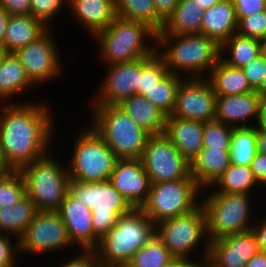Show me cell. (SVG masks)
Listing matches in <instances>:
<instances>
[{
	"label": "cell",
	"mask_w": 266,
	"mask_h": 267,
	"mask_svg": "<svg viewBox=\"0 0 266 267\" xmlns=\"http://www.w3.org/2000/svg\"><path fill=\"white\" fill-rule=\"evenodd\" d=\"M251 230L256 236L259 251L266 253V218L261 222L255 218V223Z\"/></svg>",
	"instance_id": "cell-49"
},
{
	"label": "cell",
	"mask_w": 266,
	"mask_h": 267,
	"mask_svg": "<svg viewBox=\"0 0 266 267\" xmlns=\"http://www.w3.org/2000/svg\"><path fill=\"white\" fill-rule=\"evenodd\" d=\"M154 234L155 224L140 209H133L118 218L93 251L104 267H118L130 262Z\"/></svg>",
	"instance_id": "cell-4"
},
{
	"label": "cell",
	"mask_w": 266,
	"mask_h": 267,
	"mask_svg": "<svg viewBox=\"0 0 266 267\" xmlns=\"http://www.w3.org/2000/svg\"><path fill=\"white\" fill-rule=\"evenodd\" d=\"M116 16L126 20L146 23L156 33L164 21L156 14L154 0H115Z\"/></svg>",
	"instance_id": "cell-33"
},
{
	"label": "cell",
	"mask_w": 266,
	"mask_h": 267,
	"mask_svg": "<svg viewBox=\"0 0 266 267\" xmlns=\"http://www.w3.org/2000/svg\"><path fill=\"white\" fill-rule=\"evenodd\" d=\"M0 7L4 8L10 15H30V0H0Z\"/></svg>",
	"instance_id": "cell-46"
},
{
	"label": "cell",
	"mask_w": 266,
	"mask_h": 267,
	"mask_svg": "<svg viewBox=\"0 0 266 267\" xmlns=\"http://www.w3.org/2000/svg\"><path fill=\"white\" fill-rule=\"evenodd\" d=\"M11 237L0 234V267H16L18 264L19 243L12 240Z\"/></svg>",
	"instance_id": "cell-43"
},
{
	"label": "cell",
	"mask_w": 266,
	"mask_h": 267,
	"mask_svg": "<svg viewBox=\"0 0 266 267\" xmlns=\"http://www.w3.org/2000/svg\"><path fill=\"white\" fill-rule=\"evenodd\" d=\"M216 94L208 79L184 78L180 83L171 115L182 119L208 122L215 120Z\"/></svg>",
	"instance_id": "cell-15"
},
{
	"label": "cell",
	"mask_w": 266,
	"mask_h": 267,
	"mask_svg": "<svg viewBox=\"0 0 266 267\" xmlns=\"http://www.w3.org/2000/svg\"><path fill=\"white\" fill-rule=\"evenodd\" d=\"M258 185L260 188L251 166L230 164L210 189H216L211 191L212 193L252 194Z\"/></svg>",
	"instance_id": "cell-32"
},
{
	"label": "cell",
	"mask_w": 266,
	"mask_h": 267,
	"mask_svg": "<svg viewBox=\"0 0 266 267\" xmlns=\"http://www.w3.org/2000/svg\"><path fill=\"white\" fill-rule=\"evenodd\" d=\"M118 267H137V266H134L131 262H128V263L120 265Z\"/></svg>",
	"instance_id": "cell-59"
},
{
	"label": "cell",
	"mask_w": 266,
	"mask_h": 267,
	"mask_svg": "<svg viewBox=\"0 0 266 267\" xmlns=\"http://www.w3.org/2000/svg\"><path fill=\"white\" fill-rule=\"evenodd\" d=\"M33 87L19 59L14 53H6L0 65V103L11 102L16 95Z\"/></svg>",
	"instance_id": "cell-27"
},
{
	"label": "cell",
	"mask_w": 266,
	"mask_h": 267,
	"mask_svg": "<svg viewBox=\"0 0 266 267\" xmlns=\"http://www.w3.org/2000/svg\"><path fill=\"white\" fill-rule=\"evenodd\" d=\"M19 254H40L68 249L73 243L57 211H38L18 240ZM65 248V249H64Z\"/></svg>",
	"instance_id": "cell-13"
},
{
	"label": "cell",
	"mask_w": 266,
	"mask_h": 267,
	"mask_svg": "<svg viewBox=\"0 0 266 267\" xmlns=\"http://www.w3.org/2000/svg\"><path fill=\"white\" fill-rule=\"evenodd\" d=\"M79 255L57 267H104L93 250H80Z\"/></svg>",
	"instance_id": "cell-44"
},
{
	"label": "cell",
	"mask_w": 266,
	"mask_h": 267,
	"mask_svg": "<svg viewBox=\"0 0 266 267\" xmlns=\"http://www.w3.org/2000/svg\"><path fill=\"white\" fill-rule=\"evenodd\" d=\"M225 54L228 57H224ZM261 54V40L243 36L237 32L220 46V60L235 68H242Z\"/></svg>",
	"instance_id": "cell-31"
},
{
	"label": "cell",
	"mask_w": 266,
	"mask_h": 267,
	"mask_svg": "<svg viewBox=\"0 0 266 267\" xmlns=\"http://www.w3.org/2000/svg\"><path fill=\"white\" fill-rule=\"evenodd\" d=\"M140 159L150 183L194 179L189 161L164 133L149 136Z\"/></svg>",
	"instance_id": "cell-12"
},
{
	"label": "cell",
	"mask_w": 266,
	"mask_h": 267,
	"mask_svg": "<svg viewBox=\"0 0 266 267\" xmlns=\"http://www.w3.org/2000/svg\"><path fill=\"white\" fill-rule=\"evenodd\" d=\"M10 18V14L0 7V49L4 50L5 31Z\"/></svg>",
	"instance_id": "cell-51"
},
{
	"label": "cell",
	"mask_w": 266,
	"mask_h": 267,
	"mask_svg": "<svg viewBox=\"0 0 266 267\" xmlns=\"http://www.w3.org/2000/svg\"><path fill=\"white\" fill-rule=\"evenodd\" d=\"M156 41V51L168 71L183 78H204L220 60V45L203 34L174 35L160 31Z\"/></svg>",
	"instance_id": "cell-2"
},
{
	"label": "cell",
	"mask_w": 266,
	"mask_h": 267,
	"mask_svg": "<svg viewBox=\"0 0 266 267\" xmlns=\"http://www.w3.org/2000/svg\"><path fill=\"white\" fill-rule=\"evenodd\" d=\"M49 28L32 15H10L4 38V51L15 53L18 49L37 40Z\"/></svg>",
	"instance_id": "cell-25"
},
{
	"label": "cell",
	"mask_w": 266,
	"mask_h": 267,
	"mask_svg": "<svg viewBox=\"0 0 266 267\" xmlns=\"http://www.w3.org/2000/svg\"><path fill=\"white\" fill-rule=\"evenodd\" d=\"M250 87L255 91L266 76V58L263 54L241 68Z\"/></svg>",
	"instance_id": "cell-42"
},
{
	"label": "cell",
	"mask_w": 266,
	"mask_h": 267,
	"mask_svg": "<svg viewBox=\"0 0 266 267\" xmlns=\"http://www.w3.org/2000/svg\"><path fill=\"white\" fill-rule=\"evenodd\" d=\"M202 199L209 241L250 231L255 223L251 218V194L211 192Z\"/></svg>",
	"instance_id": "cell-7"
},
{
	"label": "cell",
	"mask_w": 266,
	"mask_h": 267,
	"mask_svg": "<svg viewBox=\"0 0 266 267\" xmlns=\"http://www.w3.org/2000/svg\"><path fill=\"white\" fill-rule=\"evenodd\" d=\"M230 164V150L202 148L190 162V174L204 193Z\"/></svg>",
	"instance_id": "cell-24"
},
{
	"label": "cell",
	"mask_w": 266,
	"mask_h": 267,
	"mask_svg": "<svg viewBox=\"0 0 266 267\" xmlns=\"http://www.w3.org/2000/svg\"><path fill=\"white\" fill-rule=\"evenodd\" d=\"M257 152L266 155V132L256 127Z\"/></svg>",
	"instance_id": "cell-54"
},
{
	"label": "cell",
	"mask_w": 266,
	"mask_h": 267,
	"mask_svg": "<svg viewBox=\"0 0 266 267\" xmlns=\"http://www.w3.org/2000/svg\"><path fill=\"white\" fill-rule=\"evenodd\" d=\"M169 73L164 59L157 51L147 57L142 58V71L139 81V95L143 96L152 89Z\"/></svg>",
	"instance_id": "cell-37"
},
{
	"label": "cell",
	"mask_w": 266,
	"mask_h": 267,
	"mask_svg": "<svg viewBox=\"0 0 266 267\" xmlns=\"http://www.w3.org/2000/svg\"><path fill=\"white\" fill-rule=\"evenodd\" d=\"M201 193L194 179L151 183L147 200L140 210L156 225L194 210L200 204Z\"/></svg>",
	"instance_id": "cell-11"
},
{
	"label": "cell",
	"mask_w": 266,
	"mask_h": 267,
	"mask_svg": "<svg viewBox=\"0 0 266 267\" xmlns=\"http://www.w3.org/2000/svg\"><path fill=\"white\" fill-rule=\"evenodd\" d=\"M72 17L92 38L117 17L115 0H68Z\"/></svg>",
	"instance_id": "cell-21"
},
{
	"label": "cell",
	"mask_w": 266,
	"mask_h": 267,
	"mask_svg": "<svg viewBox=\"0 0 266 267\" xmlns=\"http://www.w3.org/2000/svg\"><path fill=\"white\" fill-rule=\"evenodd\" d=\"M109 181L134 209L146 202L151 183L140 158L118 159Z\"/></svg>",
	"instance_id": "cell-18"
},
{
	"label": "cell",
	"mask_w": 266,
	"mask_h": 267,
	"mask_svg": "<svg viewBox=\"0 0 266 267\" xmlns=\"http://www.w3.org/2000/svg\"><path fill=\"white\" fill-rule=\"evenodd\" d=\"M233 127L216 120L204 123L203 148L230 150Z\"/></svg>",
	"instance_id": "cell-39"
},
{
	"label": "cell",
	"mask_w": 266,
	"mask_h": 267,
	"mask_svg": "<svg viewBox=\"0 0 266 267\" xmlns=\"http://www.w3.org/2000/svg\"><path fill=\"white\" fill-rule=\"evenodd\" d=\"M89 125L119 159L140 158L150 134L118 105H90Z\"/></svg>",
	"instance_id": "cell-5"
},
{
	"label": "cell",
	"mask_w": 266,
	"mask_h": 267,
	"mask_svg": "<svg viewBox=\"0 0 266 267\" xmlns=\"http://www.w3.org/2000/svg\"><path fill=\"white\" fill-rule=\"evenodd\" d=\"M238 19L233 0H221L203 13L201 34L222 45L237 31Z\"/></svg>",
	"instance_id": "cell-23"
},
{
	"label": "cell",
	"mask_w": 266,
	"mask_h": 267,
	"mask_svg": "<svg viewBox=\"0 0 266 267\" xmlns=\"http://www.w3.org/2000/svg\"><path fill=\"white\" fill-rule=\"evenodd\" d=\"M155 233L163 241L173 257L191 260L192 252L203 245L202 265H205L209 253V240L206 233L205 212L199 204L191 212L177 217L167 218L155 225ZM204 248V249H203ZM191 254V257H190Z\"/></svg>",
	"instance_id": "cell-10"
},
{
	"label": "cell",
	"mask_w": 266,
	"mask_h": 267,
	"mask_svg": "<svg viewBox=\"0 0 266 267\" xmlns=\"http://www.w3.org/2000/svg\"><path fill=\"white\" fill-rule=\"evenodd\" d=\"M180 0H154L156 14L165 22Z\"/></svg>",
	"instance_id": "cell-48"
},
{
	"label": "cell",
	"mask_w": 266,
	"mask_h": 267,
	"mask_svg": "<svg viewBox=\"0 0 266 267\" xmlns=\"http://www.w3.org/2000/svg\"><path fill=\"white\" fill-rule=\"evenodd\" d=\"M255 92L260 96V98L266 97V76L260 83L259 87L255 90Z\"/></svg>",
	"instance_id": "cell-57"
},
{
	"label": "cell",
	"mask_w": 266,
	"mask_h": 267,
	"mask_svg": "<svg viewBox=\"0 0 266 267\" xmlns=\"http://www.w3.org/2000/svg\"><path fill=\"white\" fill-rule=\"evenodd\" d=\"M206 76L216 96L253 92L241 68H235L219 60Z\"/></svg>",
	"instance_id": "cell-30"
},
{
	"label": "cell",
	"mask_w": 266,
	"mask_h": 267,
	"mask_svg": "<svg viewBox=\"0 0 266 267\" xmlns=\"http://www.w3.org/2000/svg\"><path fill=\"white\" fill-rule=\"evenodd\" d=\"M118 106L150 135L164 133L167 116L144 96H131Z\"/></svg>",
	"instance_id": "cell-26"
},
{
	"label": "cell",
	"mask_w": 266,
	"mask_h": 267,
	"mask_svg": "<svg viewBox=\"0 0 266 267\" xmlns=\"http://www.w3.org/2000/svg\"><path fill=\"white\" fill-rule=\"evenodd\" d=\"M245 267H266V253L258 251L246 264Z\"/></svg>",
	"instance_id": "cell-53"
},
{
	"label": "cell",
	"mask_w": 266,
	"mask_h": 267,
	"mask_svg": "<svg viewBox=\"0 0 266 267\" xmlns=\"http://www.w3.org/2000/svg\"><path fill=\"white\" fill-rule=\"evenodd\" d=\"M69 192L92 211L95 247L117 223L119 217L134 209L109 180L103 182L70 180Z\"/></svg>",
	"instance_id": "cell-8"
},
{
	"label": "cell",
	"mask_w": 266,
	"mask_h": 267,
	"mask_svg": "<svg viewBox=\"0 0 266 267\" xmlns=\"http://www.w3.org/2000/svg\"><path fill=\"white\" fill-rule=\"evenodd\" d=\"M79 131L67 165L70 180L107 181L119 159L106 142L88 124Z\"/></svg>",
	"instance_id": "cell-9"
},
{
	"label": "cell",
	"mask_w": 266,
	"mask_h": 267,
	"mask_svg": "<svg viewBox=\"0 0 266 267\" xmlns=\"http://www.w3.org/2000/svg\"><path fill=\"white\" fill-rule=\"evenodd\" d=\"M256 127L266 132V97L260 98L259 116Z\"/></svg>",
	"instance_id": "cell-52"
},
{
	"label": "cell",
	"mask_w": 266,
	"mask_h": 267,
	"mask_svg": "<svg viewBox=\"0 0 266 267\" xmlns=\"http://www.w3.org/2000/svg\"><path fill=\"white\" fill-rule=\"evenodd\" d=\"M49 153L19 170L25 181L26 195L38 211H57L69 192L67 166Z\"/></svg>",
	"instance_id": "cell-6"
},
{
	"label": "cell",
	"mask_w": 266,
	"mask_h": 267,
	"mask_svg": "<svg viewBox=\"0 0 266 267\" xmlns=\"http://www.w3.org/2000/svg\"><path fill=\"white\" fill-rule=\"evenodd\" d=\"M204 11L196 0H180L172 14L164 22L163 34H201Z\"/></svg>",
	"instance_id": "cell-28"
},
{
	"label": "cell",
	"mask_w": 266,
	"mask_h": 267,
	"mask_svg": "<svg viewBox=\"0 0 266 267\" xmlns=\"http://www.w3.org/2000/svg\"><path fill=\"white\" fill-rule=\"evenodd\" d=\"M237 19V33L263 41L266 36V10Z\"/></svg>",
	"instance_id": "cell-40"
},
{
	"label": "cell",
	"mask_w": 266,
	"mask_h": 267,
	"mask_svg": "<svg viewBox=\"0 0 266 267\" xmlns=\"http://www.w3.org/2000/svg\"><path fill=\"white\" fill-rule=\"evenodd\" d=\"M58 46L49 28L37 40L14 53L34 86H42V83L52 81L62 74L64 65L61 63Z\"/></svg>",
	"instance_id": "cell-14"
},
{
	"label": "cell",
	"mask_w": 266,
	"mask_h": 267,
	"mask_svg": "<svg viewBox=\"0 0 266 267\" xmlns=\"http://www.w3.org/2000/svg\"><path fill=\"white\" fill-rule=\"evenodd\" d=\"M25 196V181L19 170H12L0 176V208L14 205Z\"/></svg>",
	"instance_id": "cell-38"
},
{
	"label": "cell",
	"mask_w": 266,
	"mask_h": 267,
	"mask_svg": "<svg viewBox=\"0 0 266 267\" xmlns=\"http://www.w3.org/2000/svg\"><path fill=\"white\" fill-rule=\"evenodd\" d=\"M63 220L70 240L81 250L95 248L92 211L68 192L57 210Z\"/></svg>",
	"instance_id": "cell-19"
},
{
	"label": "cell",
	"mask_w": 266,
	"mask_h": 267,
	"mask_svg": "<svg viewBox=\"0 0 266 267\" xmlns=\"http://www.w3.org/2000/svg\"><path fill=\"white\" fill-rule=\"evenodd\" d=\"M204 122L167 117L164 134L189 161L203 148Z\"/></svg>",
	"instance_id": "cell-22"
},
{
	"label": "cell",
	"mask_w": 266,
	"mask_h": 267,
	"mask_svg": "<svg viewBox=\"0 0 266 267\" xmlns=\"http://www.w3.org/2000/svg\"><path fill=\"white\" fill-rule=\"evenodd\" d=\"M262 54L265 56L266 58V43H262Z\"/></svg>",
	"instance_id": "cell-60"
},
{
	"label": "cell",
	"mask_w": 266,
	"mask_h": 267,
	"mask_svg": "<svg viewBox=\"0 0 266 267\" xmlns=\"http://www.w3.org/2000/svg\"><path fill=\"white\" fill-rule=\"evenodd\" d=\"M10 171H12V169L8 166L0 147V176H3Z\"/></svg>",
	"instance_id": "cell-55"
},
{
	"label": "cell",
	"mask_w": 266,
	"mask_h": 267,
	"mask_svg": "<svg viewBox=\"0 0 266 267\" xmlns=\"http://www.w3.org/2000/svg\"><path fill=\"white\" fill-rule=\"evenodd\" d=\"M237 18L266 10V0H233Z\"/></svg>",
	"instance_id": "cell-45"
},
{
	"label": "cell",
	"mask_w": 266,
	"mask_h": 267,
	"mask_svg": "<svg viewBox=\"0 0 266 267\" xmlns=\"http://www.w3.org/2000/svg\"><path fill=\"white\" fill-rule=\"evenodd\" d=\"M257 153L256 126L233 128L230 143V163L251 166Z\"/></svg>",
	"instance_id": "cell-34"
},
{
	"label": "cell",
	"mask_w": 266,
	"mask_h": 267,
	"mask_svg": "<svg viewBox=\"0 0 266 267\" xmlns=\"http://www.w3.org/2000/svg\"><path fill=\"white\" fill-rule=\"evenodd\" d=\"M185 258L173 257L163 267H198L202 265L201 261H193Z\"/></svg>",
	"instance_id": "cell-50"
},
{
	"label": "cell",
	"mask_w": 266,
	"mask_h": 267,
	"mask_svg": "<svg viewBox=\"0 0 266 267\" xmlns=\"http://www.w3.org/2000/svg\"><path fill=\"white\" fill-rule=\"evenodd\" d=\"M5 54H6V52L3 49H0V65H1V62H2Z\"/></svg>",
	"instance_id": "cell-58"
},
{
	"label": "cell",
	"mask_w": 266,
	"mask_h": 267,
	"mask_svg": "<svg viewBox=\"0 0 266 267\" xmlns=\"http://www.w3.org/2000/svg\"><path fill=\"white\" fill-rule=\"evenodd\" d=\"M251 169L261 187H266V155L257 153L252 160ZM264 185V186H263Z\"/></svg>",
	"instance_id": "cell-47"
},
{
	"label": "cell",
	"mask_w": 266,
	"mask_h": 267,
	"mask_svg": "<svg viewBox=\"0 0 266 267\" xmlns=\"http://www.w3.org/2000/svg\"><path fill=\"white\" fill-rule=\"evenodd\" d=\"M93 40L98 43L99 57L109 66L154 54L157 33L146 23L116 17Z\"/></svg>",
	"instance_id": "cell-3"
},
{
	"label": "cell",
	"mask_w": 266,
	"mask_h": 267,
	"mask_svg": "<svg viewBox=\"0 0 266 267\" xmlns=\"http://www.w3.org/2000/svg\"><path fill=\"white\" fill-rule=\"evenodd\" d=\"M220 1L221 0H196L197 4L201 7V10H203V11L218 4Z\"/></svg>",
	"instance_id": "cell-56"
},
{
	"label": "cell",
	"mask_w": 266,
	"mask_h": 267,
	"mask_svg": "<svg viewBox=\"0 0 266 267\" xmlns=\"http://www.w3.org/2000/svg\"><path fill=\"white\" fill-rule=\"evenodd\" d=\"M259 103L260 96L255 91L246 94L217 96L215 120L233 128L254 127L258 121ZM255 118L257 120L253 121ZM254 122H256L255 125Z\"/></svg>",
	"instance_id": "cell-20"
},
{
	"label": "cell",
	"mask_w": 266,
	"mask_h": 267,
	"mask_svg": "<svg viewBox=\"0 0 266 267\" xmlns=\"http://www.w3.org/2000/svg\"><path fill=\"white\" fill-rule=\"evenodd\" d=\"M7 104L0 103V147L8 166L20 170L49 152L55 117L45 102Z\"/></svg>",
	"instance_id": "cell-1"
},
{
	"label": "cell",
	"mask_w": 266,
	"mask_h": 267,
	"mask_svg": "<svg viewBox=\"0 0 266 267\" xmlns=\"http://www.w3.org/2000/svg\"><path fill=\"white\" fill-rule=\"evenodd\" d=\"M105 66L108 71L98 92L90 100V105H119L123 100L139 95L142 58Z\"/></svg>",
	"instance_id": "cell-16"
},
{
	"label": "cell",
	"mask_w": 266,
	"mask_h": 267,
	"mask_svg": "<svg viewBox=\"0 0 266 267\" xmlns=\"http://www.w3.org/2000/svg\"><path fill=\"white\" fill-rule=\"evenodd\" d=\"M31 12L34 18L41 20L48 28L63 8L68 7V0H30ZM55 16V17H54ZM51 22V23H49Z\"/></svg>",
	"instance_id": "cell-41"
},
{
	"label": "cell",
	"mask_w": 266,
	"mask_h": 267,
	"mask_svg": "<svg viewBox=\"0 0 266 267\" xmlns=\"http://www.w3.org/2000/svg\"><path fill=\"white\" fill-rule=\"evenodd\" d=\"M262 43H266V36H265V38L263 39Z\"/></svg>",
	"instance_id": "cell-61"
},
{
	"label": "cell",
	"mask_w": 266,
	"mask_h": 267,
	"mask_svg": "<svg viewBox=\"0 0 266 267\" xmlns=\"http://www.w3.org/2000/svg\"><path fill=\"white\" fill-rule=\"evenodd\" d=\"M259 251L252 230L209 241L207 267H245Z\"/></svg>",
	"instance_id": "cell-17"
},
{
	"label": "cell",
	"mask_w": 266,
	"mask_h": 267,
	"mask_svg": "<svg viewBox=\"0 0 266 267\" xmlns=\"http://www.w3.org/2000/svg\"><path fill=\"white\" fill-rule=\"evenodd\" d=\"M183 79V77L169 72L143 96L163 111L166 116H169L175 107L177 90Z\"/></svg>",
	"instance_id": "cell-35"
},
{
	"label": "cell",
	"mask_w": 266,
	"mask_h": 267,
	"mask_svg": "<svg viewBox=\"0 0 266 267\" xmlns=\"http://www.w3.org/2000/svg\"><path fill=\"white\" fill-rule=\"evenodd\" d=\"M172 258L163 241L155 233L134 253L130 262L137 267H163Z\"/></svg>",
	"instance_id": "cell-36"
},
{
	"label": "cell",
	"mask_w": 266,
	"mask_h": 267,
	"mask_svg": "<svg viewBox=\"0 0 266 267\" xmlns=\"http://www.w3.org/2000/svg\"><path fill=\"white\" fill-rule=\"evenodd\" d=\"M37 212L36 205L27 195L14 205L1 207L0 234L12 235V238L16 237L18 241Z\"/></svg>",
	"instance_id": "cell-29"
}]
</instances>
